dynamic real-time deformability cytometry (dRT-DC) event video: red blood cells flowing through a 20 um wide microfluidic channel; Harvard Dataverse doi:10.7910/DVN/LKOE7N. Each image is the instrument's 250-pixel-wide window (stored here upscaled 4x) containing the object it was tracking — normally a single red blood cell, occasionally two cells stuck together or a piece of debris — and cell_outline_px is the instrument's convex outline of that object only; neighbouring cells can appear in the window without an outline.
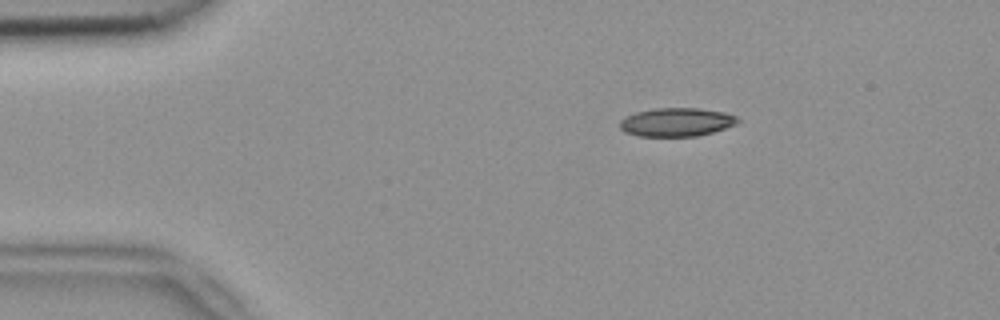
{"species": "common noctule bat (a hibernating species)", "species_latin": "Nyctalus noctula", "temperature_condition": "room temperature", "stored_images_in_passage": 46, "camera_frame_rate_fps": 3000, "um_per_image_px": 0.085, "animal": {"sex": "female", "body_mass_g": 18.4}, "frame": {"image": 1, "passage_image": 2, "time_ms": 0.333, "image_size_px": [1000, 320], "cell_outline_px": [[740, 120], [736, 124], [712, 132], [696, 136], [640, 136], [624, 132], [620, 128], [620, 120], [636, 112], [652, 108], [700, 108], [724, 112], [736, 116]], "centroid_in_image_um": [57.5, 10.37], "position_along_channel_um": 27.5, "area_um2": 19.54}}
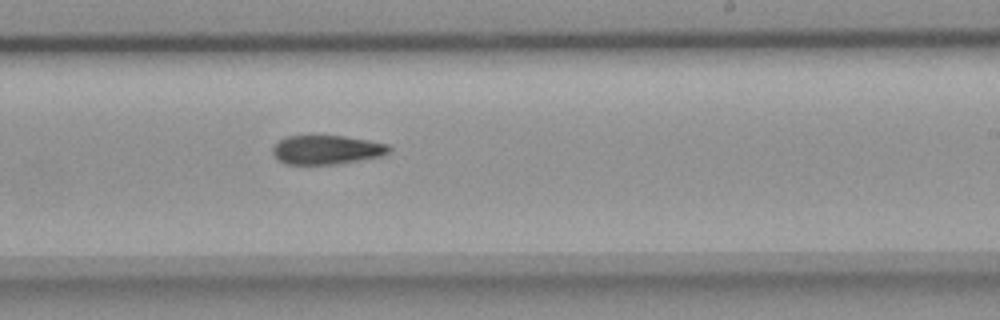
{"frame": {"image": 2, "passage_image": 25, "time_ms": 8.0, "image_size_px": [1000, 320], "cell_outline_px": [[392, 148], [388, 152], [380, 156], [336, 164], [284, 164], [276, 160], [272, 152], [272, 148], [276, 140], [284, 136], [344, 136], [368, 140], [388, 144]], "centroid_in_image_um": [27.69, 12.72], "position_along_channel_um": 261.3, "area_um2": 19.83}}
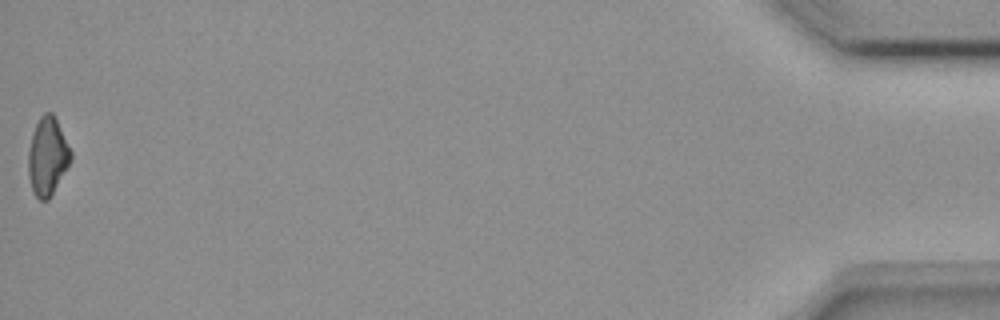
{"frame": {"image": 3, "passage_image": 46, "time_ms": 15.0, "image_size_px": [1000, 320], "cell_outline_px": [[72, 160], [48, 200], [40, 200], [36, 196], [32, 188], [28, 176], [28, 152], [32, 132], [40, 116], [44, 112], [52, 112], [56, 116], [72, 152]], "centroid_in_image_um": [4.05, 13.25], "position_along_channel_um": 431.2, "area_um2": 19.48}}